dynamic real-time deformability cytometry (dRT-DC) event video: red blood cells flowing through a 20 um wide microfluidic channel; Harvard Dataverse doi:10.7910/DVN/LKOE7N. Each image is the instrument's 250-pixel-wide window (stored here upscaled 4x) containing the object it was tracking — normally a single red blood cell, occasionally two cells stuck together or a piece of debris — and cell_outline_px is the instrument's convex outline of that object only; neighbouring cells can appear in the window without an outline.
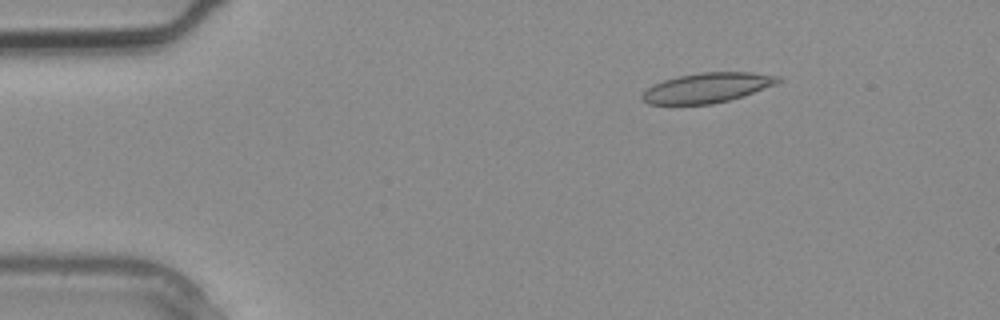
{"species": "common noctule bat (a hibernating species)", "species_latin": "Nyctalus noctula", "temperature_condition": "warm", "stored_images_in_passage": 3, "camera_frame_rate_fps": 3000, "um_per_image_px": 0.085, "animal": {"sex": "male", "body_mass_g": 20.4}, "frame": {"image": 1, "passage_image": 2, "time_ms": 0.333, "image_size_px": [1000, 320], "cell_outline_px": [[784, 80], [776, 84], [744, 96], [712, 104], [648, 104], [640, 96], [652, 84], [664, 80], [680, 76], [700, 72], [752, 72], [780, 76]], "centroid_in_image_um": [60.15, 7.45], "position_along_channel_um": 24.8, "area_um2": 23.64}}